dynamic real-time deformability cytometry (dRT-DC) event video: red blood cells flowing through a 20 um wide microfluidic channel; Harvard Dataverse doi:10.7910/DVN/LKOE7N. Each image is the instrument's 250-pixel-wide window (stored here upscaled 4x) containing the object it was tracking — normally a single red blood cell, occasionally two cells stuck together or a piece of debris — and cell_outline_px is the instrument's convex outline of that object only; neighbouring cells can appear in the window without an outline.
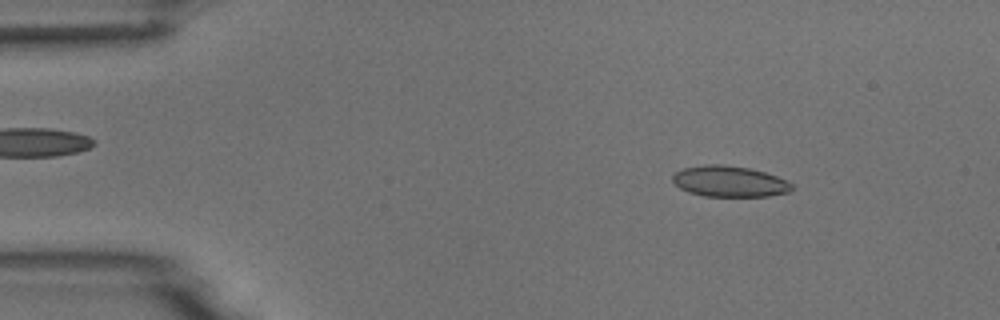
{"species": "common noctule bat (a hibernating species)", "species_latin": "Nyctalus noctula", "temperature_condition": "room temperature", "stored_images_in_passage": 5, "camera_frame_rate_fps": 3000, "um_per_image_px": 0.085, "animal": {"sex": "male", "body_mass_g": 18.8}, "frame": {"image": 1, "passage_image": 2, "time_ms": 1.0, "image_size_px": [1000, 320], "cell_outline_px": [[792, 188], [788, 192], [768, 196], [704, 196], [688, 192], [680, 188], [672, 180], [672, 176], [676, 172], [684, 168], [704, 164], [724, 164], [748, 168], [764, 172], [776, 176], [792, 184]], "centroid_in_image_um": [61.97, 15.41], "position_along_channel_um": 23.0, "area_um2": 21.33}}
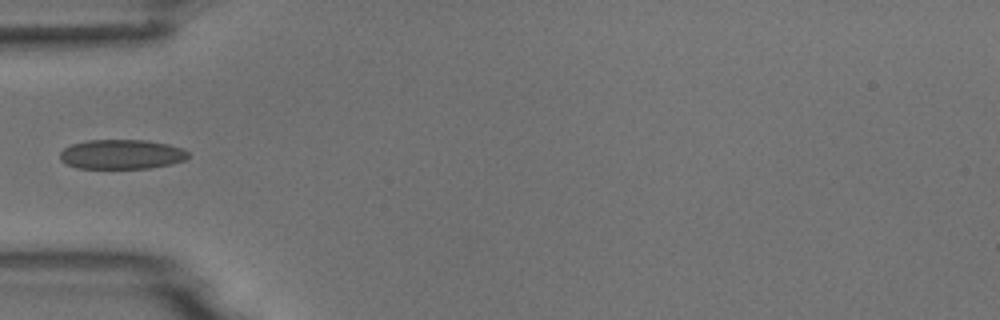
{"frame": {"image": 2, "passage_image": 5, "time_ms": 4.333, "image_size_px": [1000, 320], "cell_outline_px": [[188, 156], [184, 160], [172, 164], [148, 168], [76, 168], [60, 160], [60, 152], [64, 148], [72, 144], [88, 140], [148, 140], [168, 144], [180, 148], [188, 152]], "centroid_in_image_um": [10.32, 13.11], "position_along_channel_um": 74.7, "area_um2": 22.02}}